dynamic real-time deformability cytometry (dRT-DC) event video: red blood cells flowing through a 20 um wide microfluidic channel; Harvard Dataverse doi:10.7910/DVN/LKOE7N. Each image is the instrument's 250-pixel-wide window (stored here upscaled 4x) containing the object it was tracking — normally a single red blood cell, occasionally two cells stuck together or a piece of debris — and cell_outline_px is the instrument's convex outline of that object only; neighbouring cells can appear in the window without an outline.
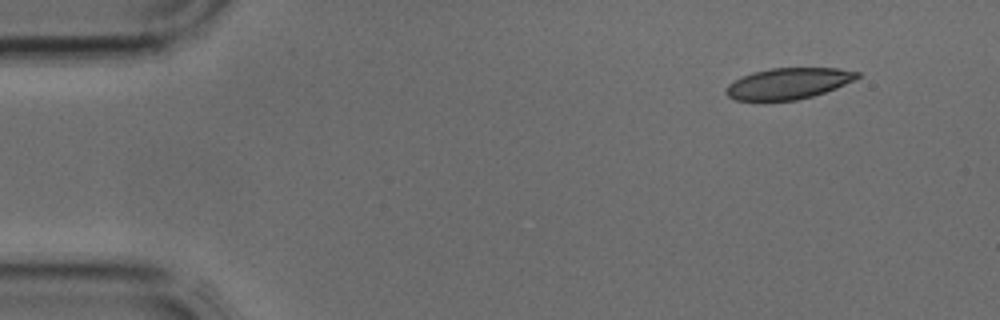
{"species": "common noctule bat (a hibernating species)", "species_latin": "Nyctalus noctula", "temperature_condition": "cold", "stored_images_in_passage": 3, "camera_frame_rate_fps": 3000, "um_per_image_px": 0.085, "animal": {"sex": "male", "body_mass_g": 17.9, "forearm_length_mm": 54.2}, "frame": {"image": 1, "passage_image": 1, "time_ms": 0.0, "image_size_px": [1000, 320], "cell_outline_px": [[860, 76], [836, 88], [812, 96], [796, 100], [736, 100], [728, 96], [724, 92], [724, 88], [728, 84], [752, 72], [768, 68], [836, 68], [860, 72]], "centroid_in_image_um": [66.98, 7.09], "position_along_channel_um": 18.0, "area_um2": 23.58}}
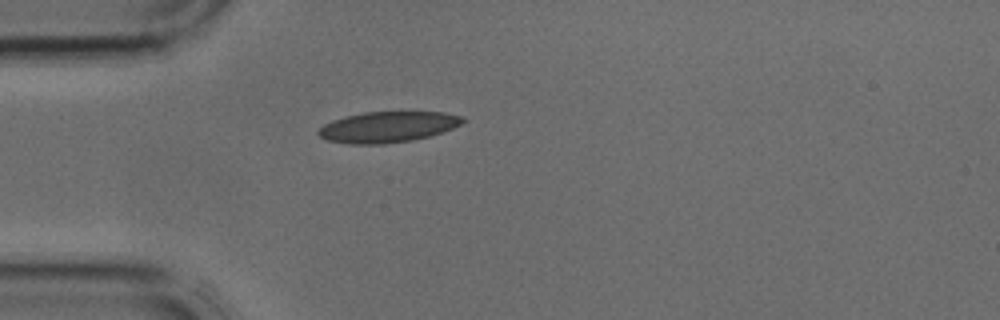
{"frame": {"image": 2, "passage_image": 3, "time_ms": 0.667, "image_size_px": [1000, 320], "cell_outline_px": [[468, 120], [452, 128], [428, 136], [412, 140], [384, 144], [348, 144], [328, 140], [320, 136], [316, 132], [324, 124], [332, 120], [344, 116], [364, 112], [444, 112], [464, 116]], "centroid_in_image_um": [32.96, 10.78], "position_along_channel_um": 52.0, "area_um2": 25.95}}